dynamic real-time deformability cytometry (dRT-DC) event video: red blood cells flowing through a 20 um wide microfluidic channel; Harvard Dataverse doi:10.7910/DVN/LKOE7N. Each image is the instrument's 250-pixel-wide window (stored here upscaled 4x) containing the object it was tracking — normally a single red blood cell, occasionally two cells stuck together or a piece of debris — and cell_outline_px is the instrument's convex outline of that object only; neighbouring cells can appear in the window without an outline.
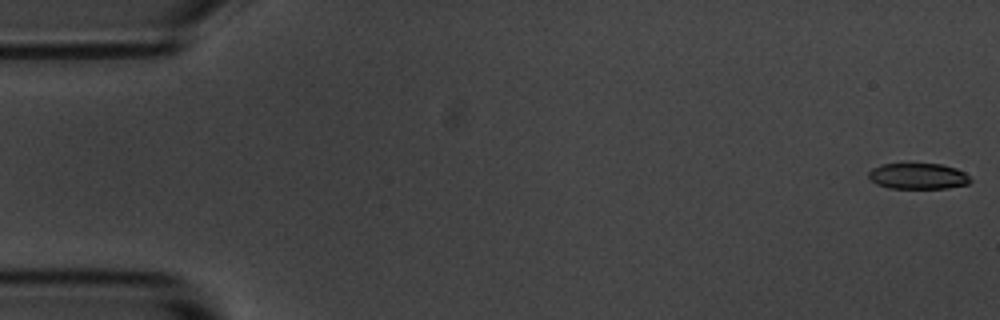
{"species": "common noctule bat (a hibernating species)", "species_latin": "Nyctalus noctula", "temperature_condition": "room temperature", "stored_images_in_passage": 4, "camera_frame_rate_fps": 3000, "um_per_image_px": 0.085, "animal": {"sex": "male", "body_mass_g": 20.1, "forearm_length_mm": 53.5}, "frame": {"image": 1, "passage_image": 1, "time_ms": 0.0, "image_size_px": [1000, 320], "cell_outline_px": [[972, 180], [968, 184], [948, 188], [888, 188], [876, 184], [868, 176], [868, 172], [872, 168], [884, 164], [940, 164], [956, 168], [964, 172]], "centroid_in_image_um": [78.04, 14.98], "position_along_channel_um": 7.0, "area_um2": 15.32}}